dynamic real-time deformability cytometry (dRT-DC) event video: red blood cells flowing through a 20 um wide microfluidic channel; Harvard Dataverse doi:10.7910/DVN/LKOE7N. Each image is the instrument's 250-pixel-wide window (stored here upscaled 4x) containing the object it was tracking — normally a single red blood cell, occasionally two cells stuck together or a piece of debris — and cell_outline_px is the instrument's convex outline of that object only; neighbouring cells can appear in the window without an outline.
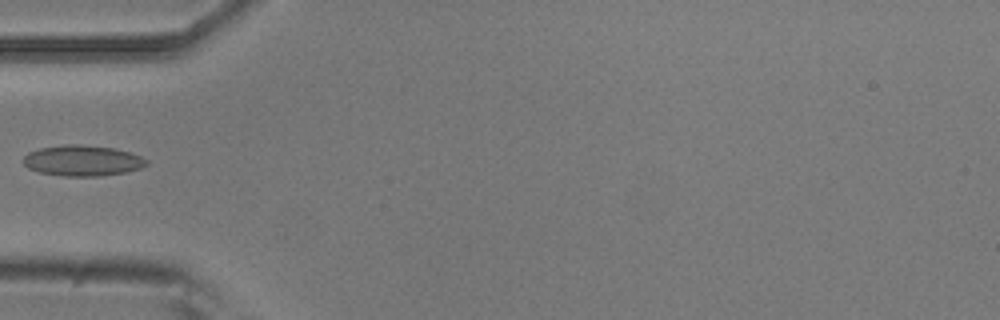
{"species": "common noctule bat (a hibernating species)", "species_latin": "Nyctalus noctula", "temperature_condition": "room temperature", "stored_images_in_passage": 4, "camera_frame_rate_fps": 3000, "um_per_image_px": 0.085, "animal": {"sex": "male", "body_mass_g": 20.5, "forearm_length_mm": 52.5}, "frame": {"image": 1, "passage_image": 4, "time_ms": 1.0, "image_size_px": [1000, 320], "cell_outline_px": [[148, 164], [140, 168], [124, 172], [96, 176], [64, 176], [40, 172], [28, 168], [24, 164], [24, 156], [28, 152], [40, 148], [64, 144], [80, 144], [112, 148], [128, 152], [140, 156], [148, 160]], "centroid_in_image_um": [6.99, 13.64], "position_along_channel_um": 78.0, "area_um2": 21.85}}